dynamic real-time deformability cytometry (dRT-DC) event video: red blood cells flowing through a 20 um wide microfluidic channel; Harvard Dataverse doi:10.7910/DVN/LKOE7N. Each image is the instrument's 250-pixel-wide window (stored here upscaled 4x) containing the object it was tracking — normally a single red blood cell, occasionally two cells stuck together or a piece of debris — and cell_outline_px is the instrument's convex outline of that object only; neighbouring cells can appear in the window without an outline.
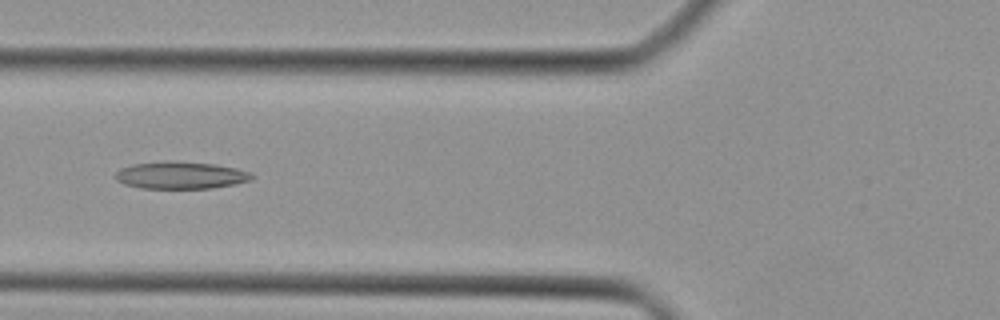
{"species": "Egyptian fruit bat (a non-hibernating species)", "species_latin": "Rousettus aegyptiacus", "temperature_condition": "cold", "stored_images_in_passage": 43, "camera_frame_rate_fps": 3000, "um_per_image_px": 0.085, "animal": {"sex": "female"}, "frame": {"image": 1, "passage_image": 16, "time_ms": 5.0, "image_size_px": [1000, 320], "cell_outline_px": [[252, 180], [236, 184], [212, 188], [140, 188], [124, 184], [116, 180], [116, 172], [120, 168], [132, 164], [172, 160], [216, 164], [236, 168], [248, 172], [252, 176]], "centroid_in_image_um": [15.34, 14.89], "position_along_channel_um": 110.5, "area_um2": 21.73}}
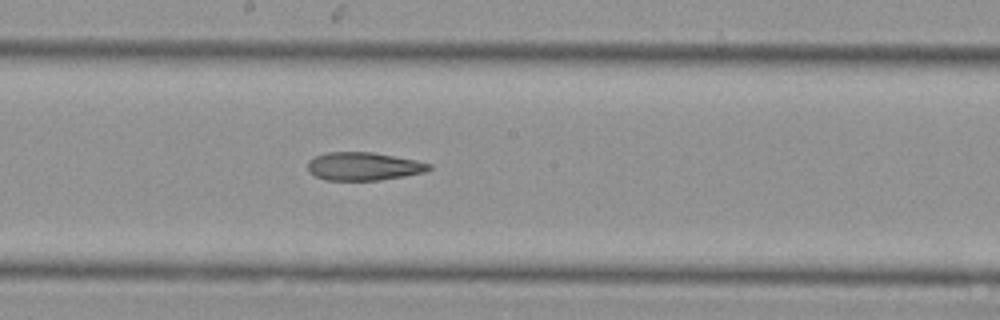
{"frame": {"image": 2, "passage_image": 23, "time_ms": 7.333, "image_size_px": [1000, 320], "cell_outline_px": [[432, 168], [424, 172], [404, 176], [380, 180], [324, 180], [308, 172], [308, 160], [312, 156], [324, 152], [372, 152], [416, 160], [432, 164]], "centroid_in_image_um": [30.86, 14.13], "position_along_channel_um": 217.3, "area_um2": 20.06}}
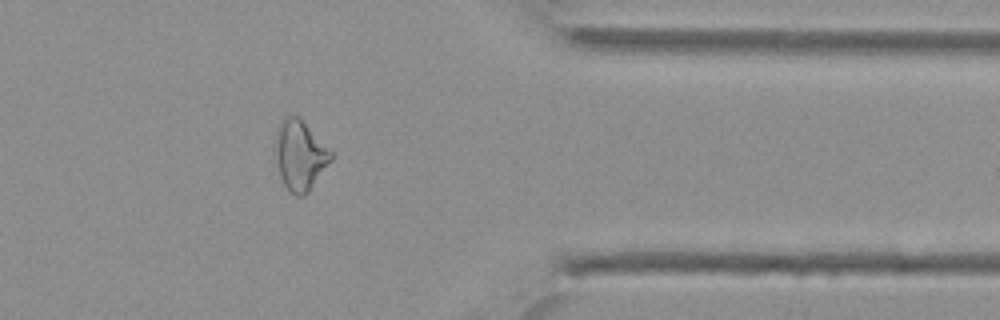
{"frame": {"image": 3, "passage_image": 35, "time_ms": 11.333, "image_size_px": [1000, 320], "cell_outline_px": [[332, 160], [308, 192], [304, 196], [296, 196], [284, 184], [280, 176], [276, 156], [276, 128], [280, 120], [284, 116], [296, 116], [332, 148]], "centroid_in_image_um": [25.52, 13.18], "position_along_channel_um": 385.9, "area_um2": 22.54}}